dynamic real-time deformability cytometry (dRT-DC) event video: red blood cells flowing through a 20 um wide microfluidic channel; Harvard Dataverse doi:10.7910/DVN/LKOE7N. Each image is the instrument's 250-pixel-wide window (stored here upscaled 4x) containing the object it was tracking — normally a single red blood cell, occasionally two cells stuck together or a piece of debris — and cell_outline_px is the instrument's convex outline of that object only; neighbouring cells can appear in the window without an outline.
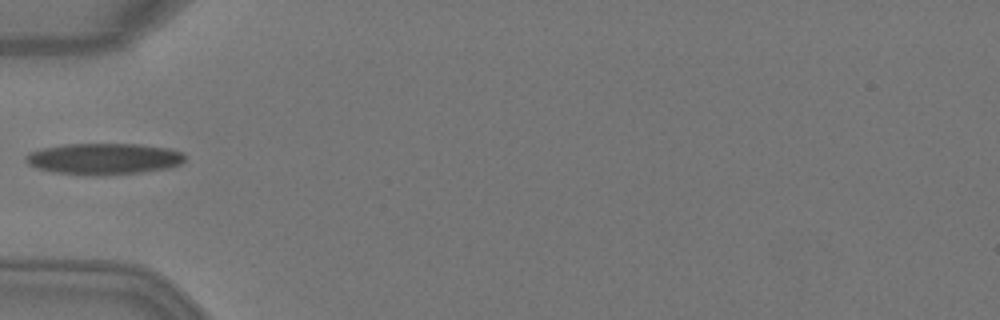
{"species": "Egyptian fruit bat (a non-hibernating species)", "species_latin": "Rousettus aegyptiacus", "temperature_condition": "warm", "stored_images_in_passage": 6, "camera_frame_rate_fps": 3000, "um_per_image_px": 0.085, "animal": {"sex": "female"}, "frame": {"image": 1, "passage_image": 5, "time_ms": 1.333, "image_size_px": [1000, 320], "cell_outline_px": [[184, 160], [180, 164], [168, 168], [140, 172], [96, 176], [56, 172], [36, 168], [28, 164], [24, 160], [24, 156], [28, 152], [44, 148], [64, 144], [140, 144], [172, 148], [184, 152]], "centroid_in_image_um": [8.83, 13.49], "position_along_channel_um": 76.2, "area_um2": 29.19}}